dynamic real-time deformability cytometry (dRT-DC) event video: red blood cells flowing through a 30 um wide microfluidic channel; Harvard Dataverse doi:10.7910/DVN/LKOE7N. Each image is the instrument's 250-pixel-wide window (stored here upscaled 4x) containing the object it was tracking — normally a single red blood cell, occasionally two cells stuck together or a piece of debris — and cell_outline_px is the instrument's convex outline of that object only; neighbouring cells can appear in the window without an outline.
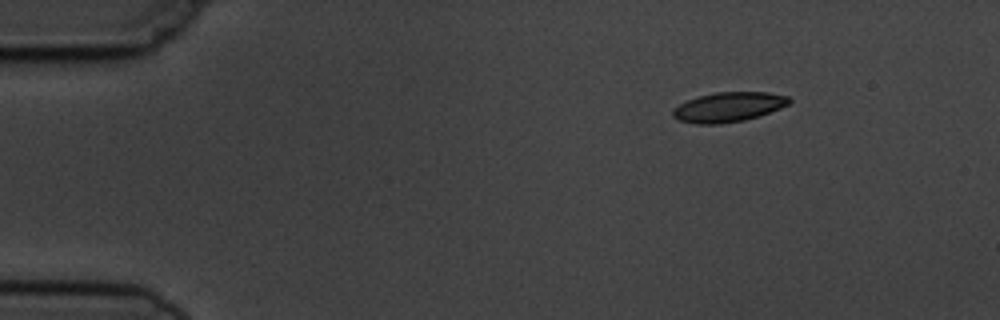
{"species": "common noctule bat (a hibernating species)", "species_latin": "Nyctalus noctula", "temperature_condition": "cold", "stored_images_in_passage": 6, "camera_frame_rate_fps": 3000, "um_per_image_px": 0.085, "animal": {"sex": "male", "body_mass_g": 19.5, "forearm_length_mm": 54.6}, "frame": {"image": 1, "passage_image": 1, "time_ms": 0.0, "image_size_px": [1000, 320], "cell_outline_px": [[792, 100], [788, 104], [780, 108], [744, 120], [720, 124], [696, 124], [680, 120], [672, 116], [672, 108], [688, 100], [700, 96], [716, 92], [768, 92], [788, 96]], "centroid_in_image_um": [61.9, 9.09], "position_along_channel_um": 23.1, "area_um2": 19.94}}
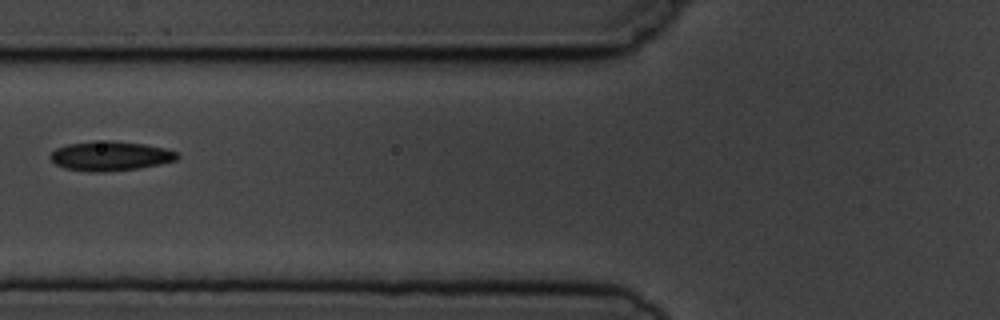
{"frame": {"image": 2, "passage_image": 5, "time_ms": 4.667, "image_size_px": [1000, 320], "cell_outline_px": [[180, 156], [176, 160], [160, 164], [136, 168], [100, 172], [88, 172], [64, 168], [56, 164], [48, 156], [56, 148], [68, 144], [108, 140], [112, 140], [144, 144], [164, 148], [176, 152]], "centroid_in_image_um": [9.36, 13.26], "position_along_channel_um": 116.4, "area_um2": 21.62}}
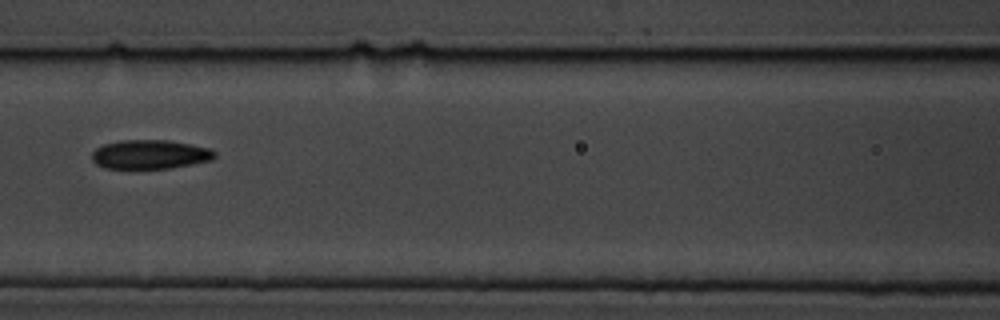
{"frame": {"image": 3, "passage_image": 6, "time_ms": 5.667, "image_size_px": [1000, 320], "cell_outline_px": [[216, 156], [212, 160], [192, 164], [168, 168], [104, 168], [96, 164], [92, 160], [92, 152], [96, 148], [104, 144], [120, 140], [168, 140], [212, 148], [216, 152]], "centroid_in_image_um": [12.77, 13.12], "position_along_channel_um": 153.8, "area_um2": 20.87}}